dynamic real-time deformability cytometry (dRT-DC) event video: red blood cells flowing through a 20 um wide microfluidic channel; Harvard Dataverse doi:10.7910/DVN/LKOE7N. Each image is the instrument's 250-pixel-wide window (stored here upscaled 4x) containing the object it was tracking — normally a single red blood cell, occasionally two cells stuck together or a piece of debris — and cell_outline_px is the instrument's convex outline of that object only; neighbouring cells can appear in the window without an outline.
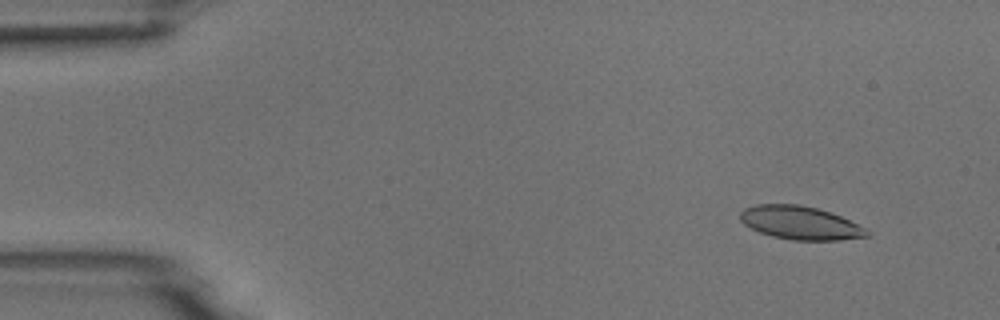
{"species": "common noctule bat (a hibernating species)", "species_latin": "Nyctalus noctula", "temperature_condition": "room temperature", "stored_images_in_passage": 4, "camera_frame_rate_fps": 3000, "um_per_image_px": 0.085, "animal": {"sex": "male", "body_mass_g": 18.8}, "frame": {"image": 1, "passage_image": 2, "time_ms": 1.0, "image_size_px": [1000, 320], "cell_outline_px": [[872, 232], [868, 236], [840, 240], [792, 240], [772, 236], [760, 232], [744, 224], [740, 220], [740, 212], [744, 208], [756, 204], [800, 204], [832, 212]], "centroid_in_image_um": [68.01, 18.93], "position_along_channel_um": 17.0, "area_um2": 24.57}}
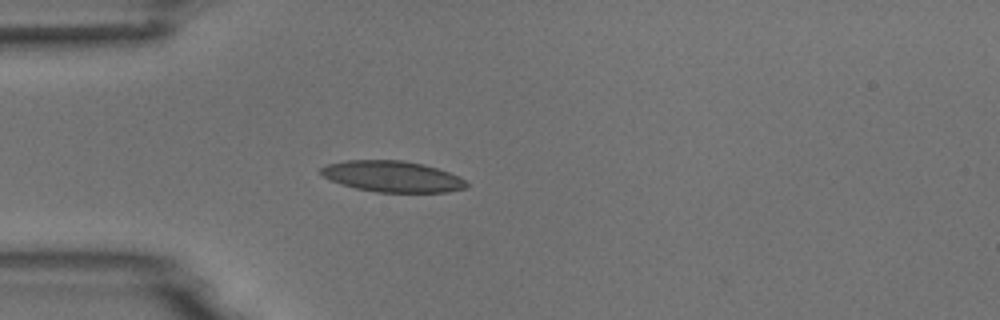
{"frame": {"image": 2, "passage_image": 4, "time_ms": 4.333, "image_size_px": [1000, 320], "cell_outline_px": [[468, 188], [448, 192], [376, 192], [356, 188], [332, 180], [324, 176], [320, 172], [320, 168], [328, 164], [344, 160], [400, 160], [424, 164], [448, 172], [464, 180], [468, 184]], "centroid_in_image_um": [33.36, 15.0], "position_along_channel_um": 51.6, "area_um2": 26.13}}